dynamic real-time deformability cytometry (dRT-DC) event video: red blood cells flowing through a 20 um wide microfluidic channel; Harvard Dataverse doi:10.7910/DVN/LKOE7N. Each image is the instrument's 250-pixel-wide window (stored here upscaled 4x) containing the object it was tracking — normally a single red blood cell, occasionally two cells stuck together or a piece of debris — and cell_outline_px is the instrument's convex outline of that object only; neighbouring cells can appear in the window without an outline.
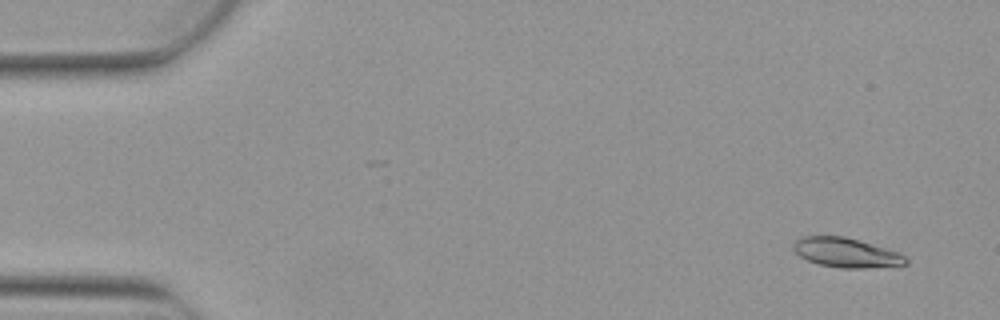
{"species": "Egyptian fruit bat (a non-hibernating species)", "species_latin": "Rousettus aegyptiacus", "temperature_condition": "warm", "stored_images_in_passage": 6, "segment_of_instrument_passage": [2, 2], "camera_frame_rate_fps": 3000, "um_per_image_px": 0.085, "animal": {"sex": "female"}, "frame": {"image": 1, "passage_image": 6, "time_ms": 1.667, "image_size_px": [1000, 320], "cell_outline_px": [[908, 264], [864, 268], [840, 268], [820, 264], [808, 260], [800, 256], [792, 248], [792, 244], [796, 240], [804, 236], [844, 236], [860, 240], [900, 252], [908, 260]], "centroid_in_image_um": [71.94, 21.47], "position_along_channel_um": 13.1, "area_um2": 19.31}}